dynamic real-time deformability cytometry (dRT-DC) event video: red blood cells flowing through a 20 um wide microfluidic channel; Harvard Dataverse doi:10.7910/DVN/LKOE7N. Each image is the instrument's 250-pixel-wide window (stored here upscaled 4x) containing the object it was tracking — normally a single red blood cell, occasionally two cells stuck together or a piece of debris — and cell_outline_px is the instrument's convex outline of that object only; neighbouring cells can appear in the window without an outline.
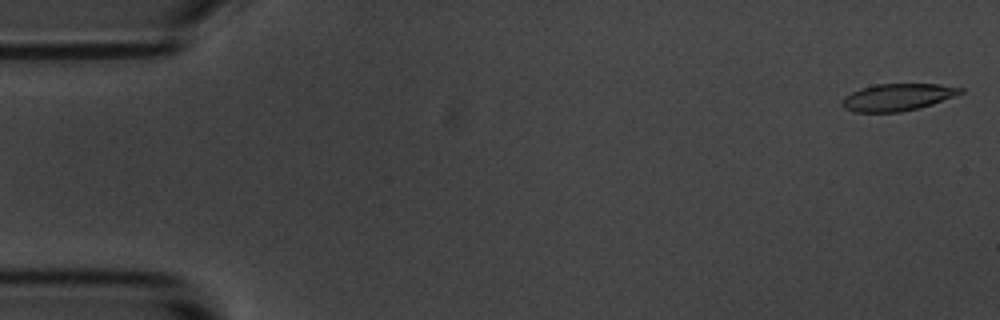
{"species": "common noctule bat (a hibernating species)", "species_latin": "Nyctalus noctula", "temperature_condition": "room temperature", "stored_images_in_passage": 13, "camera_frame_rate_fps": 3000, "um_per_image_px": 0.085, "animal": {"sex": "male", "body_mass_g": 20.1, "forearm_length_mm": 53.5}, "frame": {"image": 1, "passage_image": 1, "time_ms": 0.0, "image_size_px": [1000, 320], "cell_outline_px": [[964, 92], [932, 104], [900, 112], [856, 112], [844, 108], [840, 104], [840, 100], [844, 96], [860, 88], [876, 84], [936, 84], [964, 88]], "centroid_in_image_um": [76.23, 8.26], "position_along_channel_um": 8.8, "area_um2": 18.61}}